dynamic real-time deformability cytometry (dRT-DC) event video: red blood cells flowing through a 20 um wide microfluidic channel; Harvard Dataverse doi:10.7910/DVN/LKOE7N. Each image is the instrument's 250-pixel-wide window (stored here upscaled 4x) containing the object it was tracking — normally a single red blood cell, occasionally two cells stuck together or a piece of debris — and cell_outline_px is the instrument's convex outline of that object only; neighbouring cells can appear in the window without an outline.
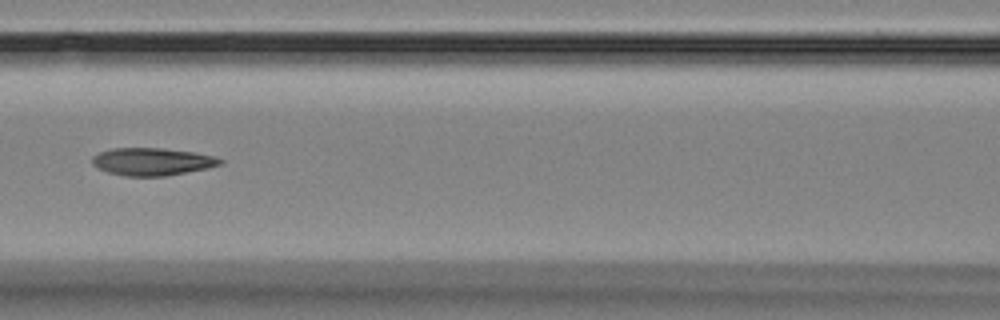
{"species": "Egyptian fruit bat (a non-hibernating species)", "species_latin": "Rousettus aegyptiacus", "temperature_condition": "room temperature", "stored_images_in_passage": 6, "camera_frame_rate_fps": 3000, "um_per_image_px": 0.085, "animal": {"sex": "female"}, "frame": {"image": 1, "passage_image": 4, "time_ms": 4.333, "image_size_px": [1000, 320], "cell_outline_px": [[224, 164], [208, 168], [164, 176], [124, 176], [108, 172], [92, 164], [92, 156], [100, 152], [112, 148], [164, 148], [192, 152], [216, 156], [224, 160]], "centroid_in_image_um": [12.97, 13.73], "position_along_channel_um": 153.6, "area_um2": 20.58}}
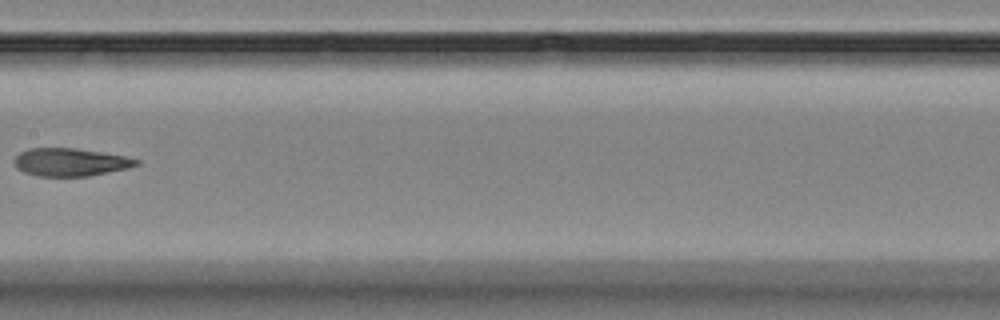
{"frame": {"image": 2, "passage_image": 5, "time_ms": 5.667, "image_size_px": [1000, 320], "cell_outline_px": [[140, 164], [128, 168], [88, 176], [36, 176], [24, 172], [16, 168], [12, 160], [20, 152], [28, 148], [76, 148], [124, 156], [140, 160]], "centroid_in_image_um": [5.94, 13.78], "position_along_channel_um": 201.5, "area_um2": 19.88}}
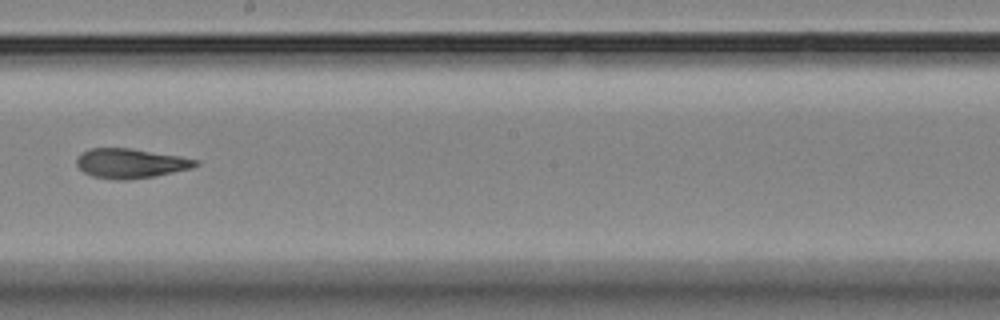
{"frame": {"image": 3, "passage_image": 6, "time_ms": 6.667, "image_size_px": [1000, 320], "cell_outline_px": [[200, 164], [192, 168], [156, 176], [128, 180], [116, 180], [92, 176], [84, 172], [76, 164], [76, 160], [84, 152], [92, 148], [132, 148], [180, 156], [200, 160]], "centroid_in_image_um": [11.15, 13.89], "position_along_channel_um": 237.0, "area_um2": 20.58}}